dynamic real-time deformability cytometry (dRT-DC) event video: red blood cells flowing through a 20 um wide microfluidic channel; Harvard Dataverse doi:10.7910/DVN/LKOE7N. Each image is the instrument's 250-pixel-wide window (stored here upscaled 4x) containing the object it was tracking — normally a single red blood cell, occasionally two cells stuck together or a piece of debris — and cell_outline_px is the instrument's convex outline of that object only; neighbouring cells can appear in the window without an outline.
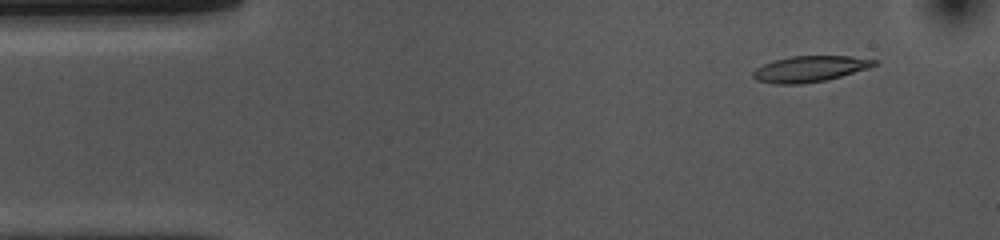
{"species": "common noctule bat (a hibernating species)", "species_latin": "Nyctalus noctula", "temperature_condition": "cold", "stored_images_in_passage": 52, "camera_frame_rate_fps": 3000, "um_per_image_px": 0.085, "animal": {"sex": "female", "body_mass_g": 10.0, "forearm_length_mm": 53.1}, "frame": {"image": 1, "passage_image": 4, "time_ms": 1.0, "image_size_px": [1000, 240], "cell_outline_px": [[880, 64], [868, 68], [828, 80], [800, 84], [776, 84], [756, 80], [752, 76], [752, 72], [756, 68], [764, 64], [776, 60], [792, 56], [852, 56], [880, 60]], "centroid_in_image_um": [68.89, 5.85], "position_along_channel_um": 16.1, "area_um2": 18.44}}
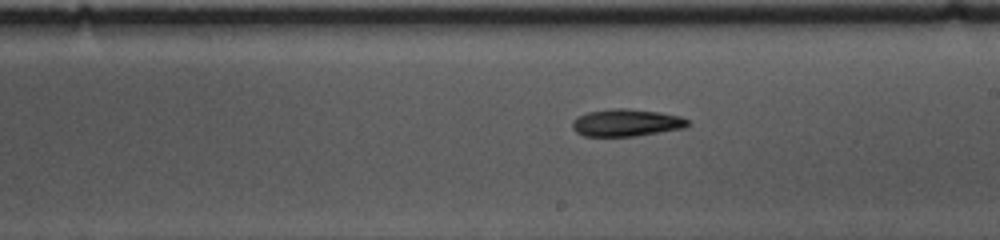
{"frame": {"image": 2, "passage_image": 28, "time_ms": 9.0, "image_size_px": [1000, 240], "cell_outline_px": [[688, 124], [684, 128], [636, 136], [584, 136], [576, 132], [572, 128], [572, 120], [576, 116], [588, 112], [608, 108], [624, 108], [660, 112], [680, 116], [688, 120]], "centroid_in_image_um": [53.19, 10.42], "position_along_channel_um": 235.8, "area_um2": 18.44}}
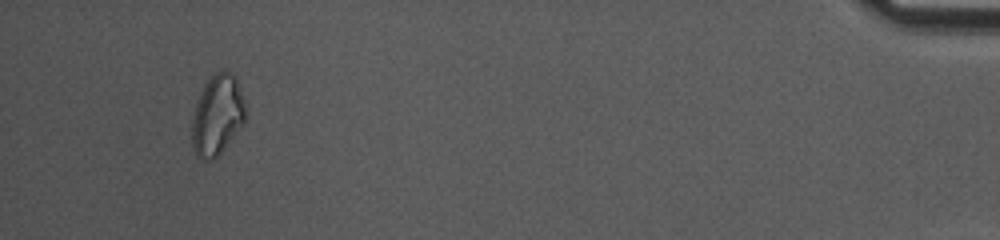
{"frame": {"image": 3, "passage_image": 49, "time_ms": 16.0, "image_size_px": [1000, 240], "cell_outline_px": [[244, 120], [220, 152], [216, 156], [204, 160], [200, 160], [196, 156], [192, 144], [192, 120], [196, 104], [200, 92], [204, 84], [216, 72], [224, 68], [236, 76], [244, 104]], "centroid_in_image_um": [18.43, 9.73], "position_along_channel_um": 416.8, "area_um2": 24.39}, "authors_computed_cell_mechanics": {"area_um2": 18.6983, "velocity_mm_per_s": 3.7023, "shape_relaxation_time_tau1_ms": 9.9464, "shape_relaxation_time_tau2_ms": null, "deformation_change_tau1": 0.1953, "deformation_change_tau2": null}}